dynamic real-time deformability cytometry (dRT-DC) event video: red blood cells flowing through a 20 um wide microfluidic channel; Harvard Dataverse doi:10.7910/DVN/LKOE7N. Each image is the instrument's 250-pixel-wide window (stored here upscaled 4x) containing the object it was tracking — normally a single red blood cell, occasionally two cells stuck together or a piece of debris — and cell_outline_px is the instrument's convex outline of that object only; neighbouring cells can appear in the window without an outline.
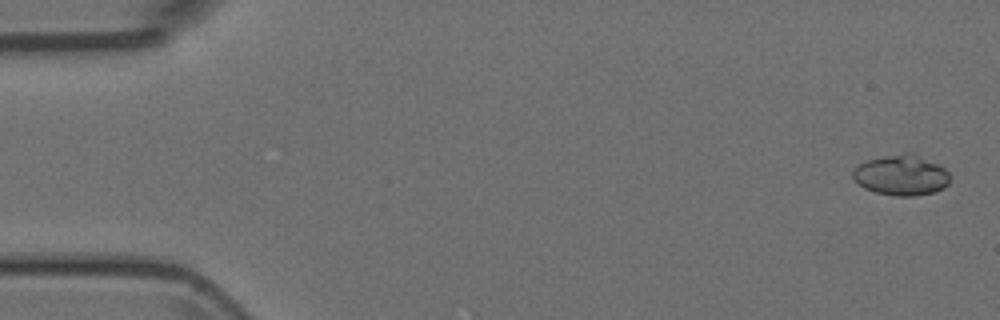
{"species": "Egyptian fruit bat (a non-hibernating species)", "species_latin": "Rousettus aegyptiacus", "temperature_condition": "room temperature", "stored_images_in_passage": 5, "camera_frame_rate_fps": 3000, "um_per_image_px": 0.085, "animal": {"sex": "female"}, "frame": {"image": 1, "passage_image": 1, "time_ms": 0.0, "image_size_px": [1000, 320], "cell_outline_px": [[948, 184], [944, 188], [936, 192], [916, 196], [896, 196], [876, 192], [864, 188], [852, 176], [852, 172], [860, 164], [868, 160], [884, 156], [904, 152], [912, 152], [944, 168], [948, 172]], "centroid_in_image_um": [76.63, 14.9], "position_along_channel_um": 8.4, "area_um2": 22.72}}